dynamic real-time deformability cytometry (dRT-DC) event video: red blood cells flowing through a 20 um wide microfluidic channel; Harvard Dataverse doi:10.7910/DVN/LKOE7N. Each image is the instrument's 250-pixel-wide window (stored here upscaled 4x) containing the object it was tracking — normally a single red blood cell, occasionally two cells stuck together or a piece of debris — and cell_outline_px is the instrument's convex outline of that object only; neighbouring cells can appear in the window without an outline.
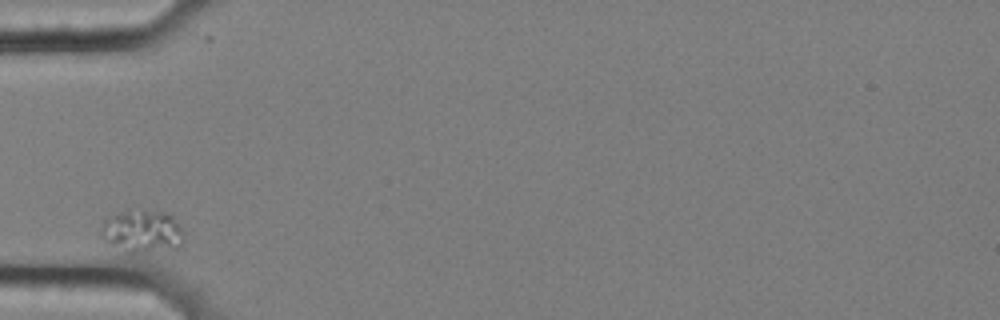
{"species": "common noctule bat (a hibernating species)", "species_latin": "Nyctalus noctula", "temperature_condition": "cold", "stored_images_in_passage": 33, "camera_frame_rate_fps": 3000, "um_per_image_px": 0.085, "animal": {"sex": "female", "body_mass_g": 25.1}, "frame": {"image": 1, "passage_image": 1, "time_ms": 0.0, "image_size_px": [1000, 320], "cell_outline_px": [[184, 240], [180, 248], [144, 252], [124, 252], [112, 244], [100, 232], [100, 228], [104, 220], [128, 208], [164, 212], [172, 216], [184, 232]], "centroid_in_image_um": [12.13, 19.64], "position_along_channel_um": 72.9, "area_um2": 20.63}}
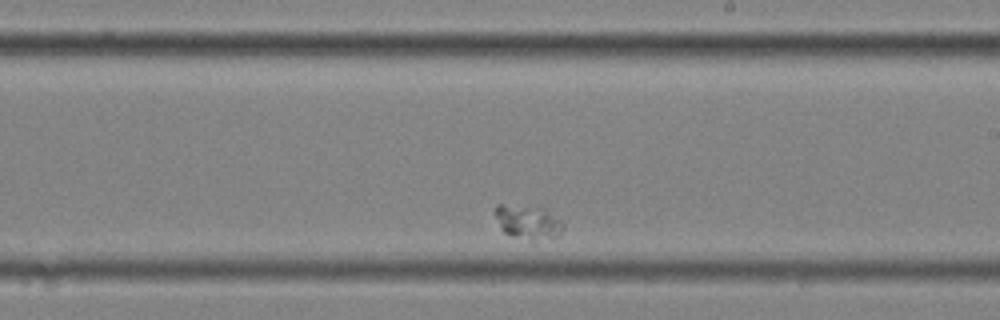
{"frame": {"image": 2, "passage_image": 19, "time_ms": 6.0, "image_size_px": [1000, 320], "cell_outline_px": [[564, 228], [556, 236], [532, 240], [512, 236], [504, 232], [500, 228], [496, 216], [496, 204], [500, 204], [544, 208], [560, 220], [564, 224]], "centroid_in_image_um": [44.87, 18.87], "position_along_channel_um": 244.1, "area_um2": 13.12}}
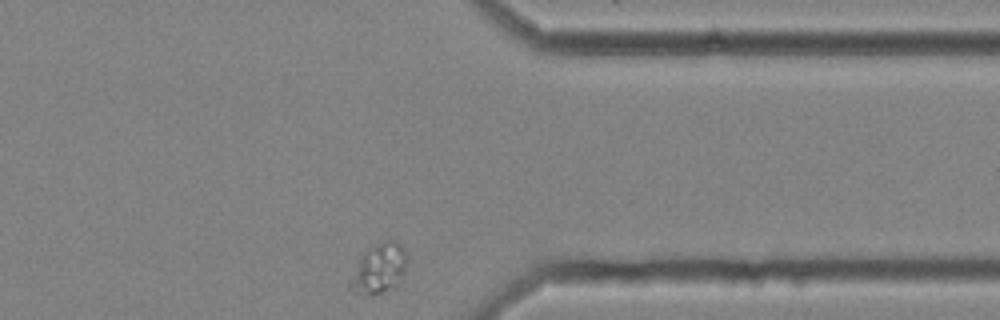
{"frame": {"image": 3, "passage_image": 33, "time_ms": 10.667, "image_size_px": [1000, 320], "cell_outline_px": [[408, 260], [404, 272], [396, 284], [380, 292], [368, 296], [364, 296], [352, 292], [348, 288], [348, 280], [364, 252], [388, 240], [396, 240], [404, 248]], "centroid_in_image_um": [32.19, 22.86], "position_along_channel_um": 379.2, "area_um2": 16.24}}